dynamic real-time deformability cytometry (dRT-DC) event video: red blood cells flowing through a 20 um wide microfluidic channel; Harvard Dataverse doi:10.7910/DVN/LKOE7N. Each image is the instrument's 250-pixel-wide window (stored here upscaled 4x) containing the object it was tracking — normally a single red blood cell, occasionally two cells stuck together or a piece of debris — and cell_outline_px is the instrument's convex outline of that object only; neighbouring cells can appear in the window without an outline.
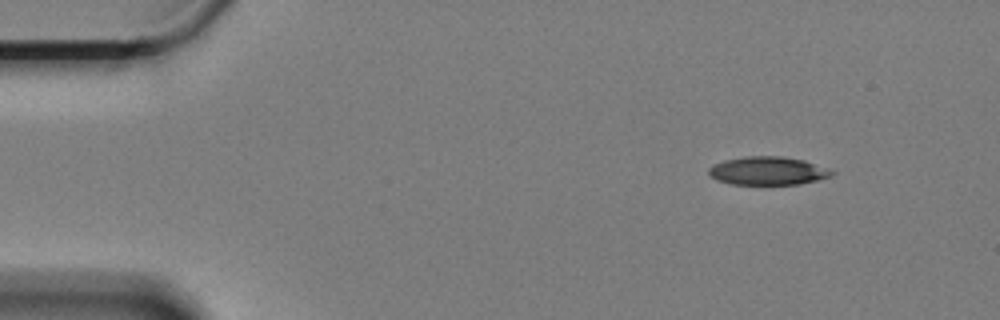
{"species": "Egyptian fruit bat (a non-hibernating species)", "species_latin": "Rousettus aegyptiacus", "temperature_condition": "cold", "stored_images_in_passage": 54, "camera_frame_rate_fps": 3000, "um_per_image_px": 0.085, "animal": {"sex": "female"}, "frame": {"image": 1, "passage_image": 1, "time_ms": 0.0, "image_size_px": [1000, 320], "cell_outline_px": [[836, 172], [832, 176], [800, 184], [732, 184], [716, 180], [708, 172], [708, 168], [724, 160], [744, 156], [780, 156], [804, 160]], "centroid_in_image_um": [65.26, 14.52], "position_along_channel_um": 19.7, "area_um2": 20.11}}
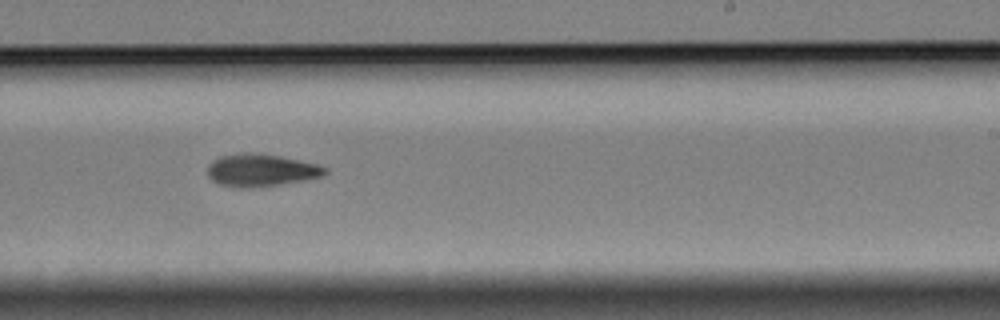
{"frame": {"image": 2, "passage_image": 31, "time_ms": 10.0, "image_size_px": [1000, 320], "cell_outline_px": [[328, 172], [324, 176], [304, 180], [280, 184], [240, 188], [220, 184], [212, 180], [208, 176], [208, 164], [212, 160], [220, 156], [244, 152], [252, 152], [280, 156], [300, 160], [316, 164], [328, 168]], "centroid_in_image_um": [22.19, 14.45], "position_along_channel_um": 266.8, "area_um2": 22.2}}
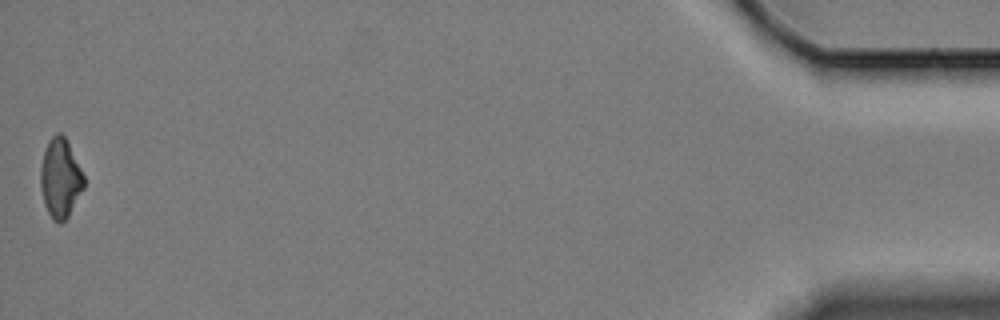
{"frame": {"image": 3, "passage_image": 54, "time_ms": 17.667, "image_size_px": [1000, 320], "cell_outline_px": [[84, 188], [68, 216], [60, 224], [52, 220], [44, 204], [40, 188], [40, 168], [44, 152], [48, 140], [56, 132], [60, 132], [64, 136], [84, 176]], "centroid_in_image_um": [5.1, 15.17], "position_along_channel_um": 430.1, "area_um2": 19.88}, "authors_computed_cell_mechanics": {"area_um2": 21.2993, "velocity_mm_per_s": 3.3194, "shape_relaxation_time_tau1_ms": 8.0181, "shape_relaxation_time_tau2_ms": 6.2182, "deformation_change_tau1": 0.1682, "deformation_change_tau2": 0.139}}